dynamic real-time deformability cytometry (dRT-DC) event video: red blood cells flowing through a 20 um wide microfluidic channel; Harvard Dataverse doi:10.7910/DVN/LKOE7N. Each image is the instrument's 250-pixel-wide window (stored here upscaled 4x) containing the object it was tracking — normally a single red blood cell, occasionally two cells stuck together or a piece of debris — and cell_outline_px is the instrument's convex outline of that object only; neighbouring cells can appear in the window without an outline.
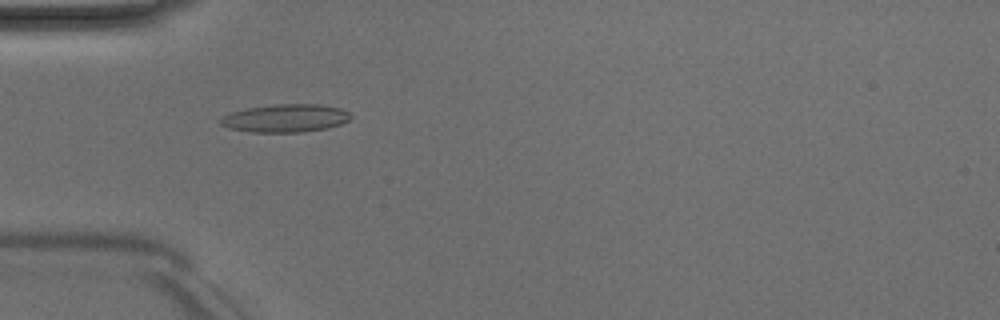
{"species": "Egyptian fruit bat (a non-hibernating species)", "species_latin": "Rousettus aegyptiacus", "temperature_condition": "room temperature", "stored_images_in_passage": 5, "camera_frame_rate_fps": 3000, "um_per_image_px": 0.085, "animal": {"sex": "male"}, "frame": {"image": 1, "passage_image": 4, "time_ms": 3.667, "image_size_px": [1000, 320], "cell_outline_px": [[352, 116], [348, 120], [340, 124], [328, 128], [304, 132], [252, 132], [228, 128], [220, 124], [220, 120], [224, 116], [232, 112], [248, 108], [276, 104], [320, 104], [340, 108], [348, 112]], "centroid_in_image_um": [24.28, 10.05], "position_along_channel_um": 60.7, "area_um2": 21.15}}